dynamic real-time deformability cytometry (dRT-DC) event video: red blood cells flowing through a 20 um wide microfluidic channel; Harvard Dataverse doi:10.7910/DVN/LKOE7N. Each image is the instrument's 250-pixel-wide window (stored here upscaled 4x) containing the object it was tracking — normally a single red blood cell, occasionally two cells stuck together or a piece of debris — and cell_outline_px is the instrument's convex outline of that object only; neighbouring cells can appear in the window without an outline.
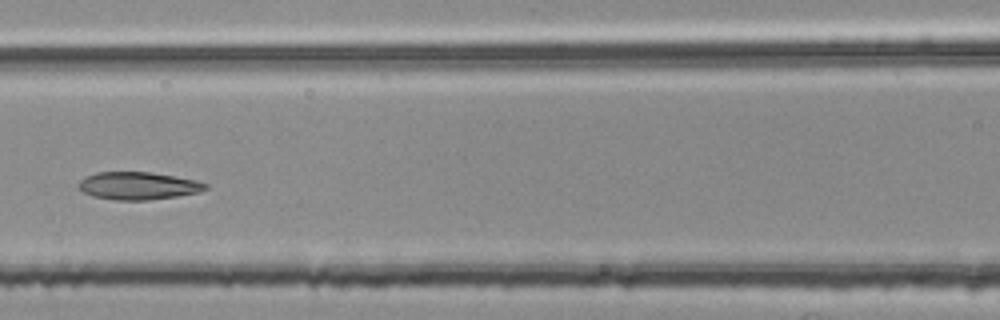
{"species": "common noctule bat (a hibernating species)", "species_latin": "Nyctalus noctula", "temperature_condition": "room temperature", "stored_images_in_passage": 6, "segment_of_instrument_passage": [2, 2], "camera_frame_rate_fps": 3000, "um_per_image_px": 0.085, "animal": {"sex": "female", "body_mass_g": 25.1}, "frame": {"image": 1, "passage_image": 6, "time_ms": 1.667, "image_size_px": [1000, 320], "cell_outline_px": [[208, 188], [200, 192], [176, 196], [148, 200], [116, 200], [92, 196], [76, 188], [76, 184], [80, 180], [96, 172], [148, 172], [196, 180], [208, 184]], "centroid_in_image_um": [11.71, 15.79], "position_along_channel_um": 154.9, "area_um2": 20.4}}